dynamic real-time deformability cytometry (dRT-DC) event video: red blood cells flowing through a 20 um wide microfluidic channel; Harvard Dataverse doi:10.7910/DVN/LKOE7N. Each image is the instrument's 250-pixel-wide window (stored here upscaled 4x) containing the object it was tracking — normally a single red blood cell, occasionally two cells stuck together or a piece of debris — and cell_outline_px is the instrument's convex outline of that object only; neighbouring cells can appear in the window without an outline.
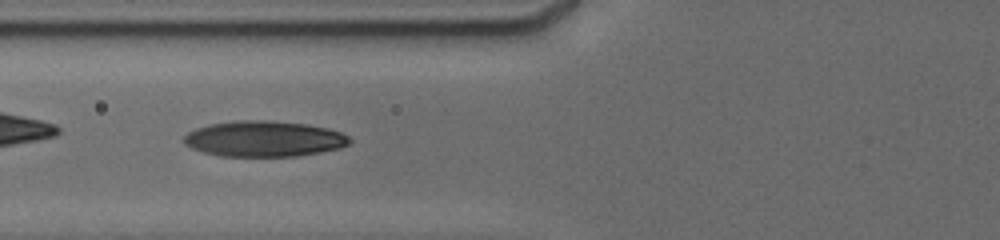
{"species": "human", "species_latin": "Homo sapiens", "temperature_condition": "cold", "stored_images_in_passage": 8, "camera_frame_rate_fps": 3000, "um_per_image_px": 0.085, "donor": {"sex": "male"}, "frame": {"image": 1, "passage_image": 7, "time_ms": 1.0, "image_size_px": [1000, 240], "cell_outline_px": [[352, 140], [348, 144], [340, 148], [320, 152], [296, 156], [220, 156], [204, 152], [192, 148], [184, 144], [184, 136], [188, 132], [196, 128], [212, 124], [236, 120], [268, 120], [304, 124], [328, 128], [340, 132], [348, 136]], "centroid_in_image_um": [22.44, 11.8], "position_along_channel_um": 103.4, "area_um2": 34.39}}